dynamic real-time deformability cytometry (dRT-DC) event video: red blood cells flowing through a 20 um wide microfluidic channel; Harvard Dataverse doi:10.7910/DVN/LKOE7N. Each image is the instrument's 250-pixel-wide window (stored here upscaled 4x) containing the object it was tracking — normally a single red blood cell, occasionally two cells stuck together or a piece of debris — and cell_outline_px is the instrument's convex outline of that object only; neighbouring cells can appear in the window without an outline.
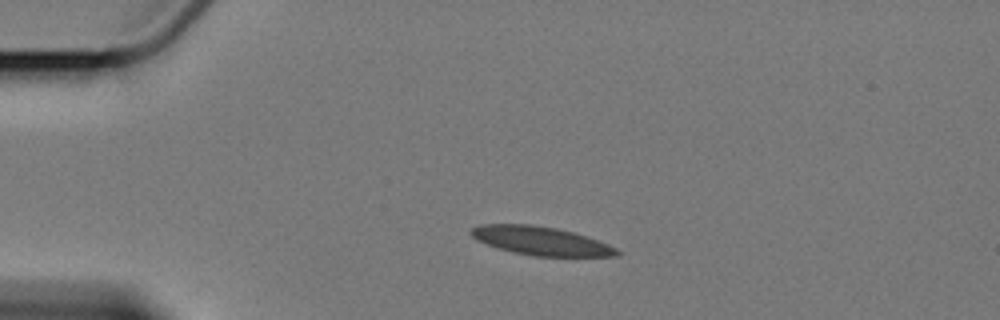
{"species": "Egyptian fruit bat (a non-hibernating species)", "species_latin": "Rousettus aegyptiacus", "temperature_condition": "cold", "stored_images_in_passage": 3, "camera_frame_rate_fps": 3000, "um_per_image_px": 0.085, "animal": {"sex": "female"}, "frame": {"image": 1, "passage_image": 2, "time_ms": 1.333, "image_size_px": [1000, 320], "cell_outline_px": [[620, 252], [616, 256], [532, 256], [512, 252], [496, 248], [476, 240], [468, 232], [472, 228], [480, 224], [532, 224], [556, 228], [572, 232], [608, 244], [616, 248]], "centroid_in_image_um": [45.9, 20.47], "position_along_channel_um": 39.1, "area_um2": 24.22}}